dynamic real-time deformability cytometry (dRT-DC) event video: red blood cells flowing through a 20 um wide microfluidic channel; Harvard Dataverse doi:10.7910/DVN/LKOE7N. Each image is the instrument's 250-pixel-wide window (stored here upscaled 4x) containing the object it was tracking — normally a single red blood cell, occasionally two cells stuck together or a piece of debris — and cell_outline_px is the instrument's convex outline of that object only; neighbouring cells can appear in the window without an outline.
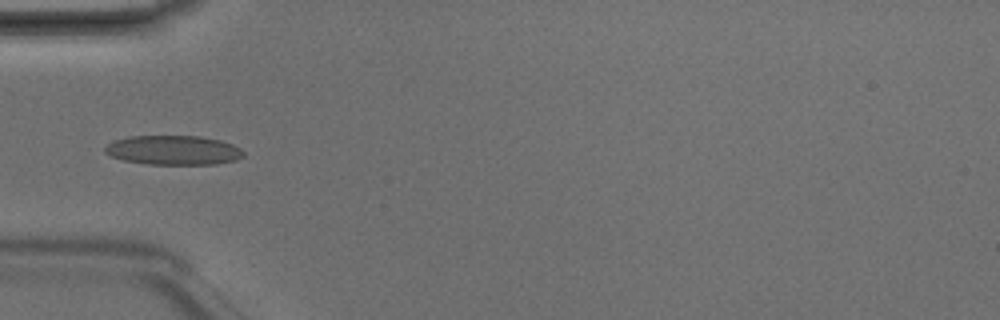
{"species": "Egyptian fruit bat (a non-hibernating species)", "species_latin": "Rousettus aegyptiacus", "temperature_condition": "room temperature", "stored_images_in_passage": 5, "camera_frame_rate_fps": 3000, "um_per_image_px": 0.085, "animal": {"sex": "male"}, "frame": {"image": 1, "passage_image": 5, "time_ms": 1.333, "image_size_px": [1000, 320], "cell_outline_px": [[244, 156], [236, 160], [216, 164], [148, 164], [124, 160], [112, 156], [104, 152], [104, 148], [112, 140], [128, 136], [200, 136], [220, 140], [232, 144], [240, 148], [244, 152]], "centroid_in_image_um": [14.74, 12.76], "position_along_channel_um": 70.3, "area_um2": 23.76}}